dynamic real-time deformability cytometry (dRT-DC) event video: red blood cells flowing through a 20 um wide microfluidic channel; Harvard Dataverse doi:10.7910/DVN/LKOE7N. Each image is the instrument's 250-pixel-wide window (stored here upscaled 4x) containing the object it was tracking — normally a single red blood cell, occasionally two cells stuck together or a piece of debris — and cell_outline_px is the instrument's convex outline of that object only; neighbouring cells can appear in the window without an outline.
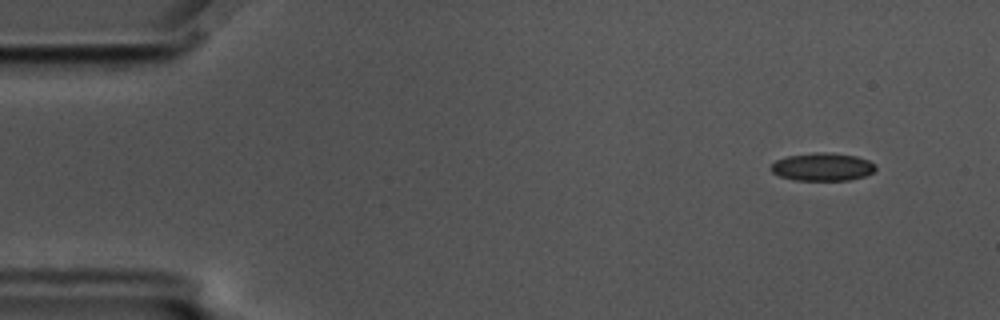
{"species": "common noctule bat (a hibernating species)", "species_latin": "Nyctalus noctula", "temperature_condition": "cold", "stored_images_in_passage": 58, "camera_frame_rate_fps": 3000, "um_per_image_px": 0.085, "animal": {"sex": "male", "body_mass_g": 17.5, "forearm_length_mm": 52.3}, "frame": {"image": 1, "passage_image": 5, "time_ms": 1.333, "image_size_px": [1000, 320], "cell_outline_px": [[876, 168], [872, 172], [864, 176], [848, 180], [792, 180], [780, 176], [772, 172], [768, 168], [776, 160], [788, 156], [816, 152], [828, 152], [856, 156], [868, 160], [876, 164]], "centroid_in_image_um": [69.89, 14.18], "position_along_channel_um": 15.1, "area_um2": 17.05}}
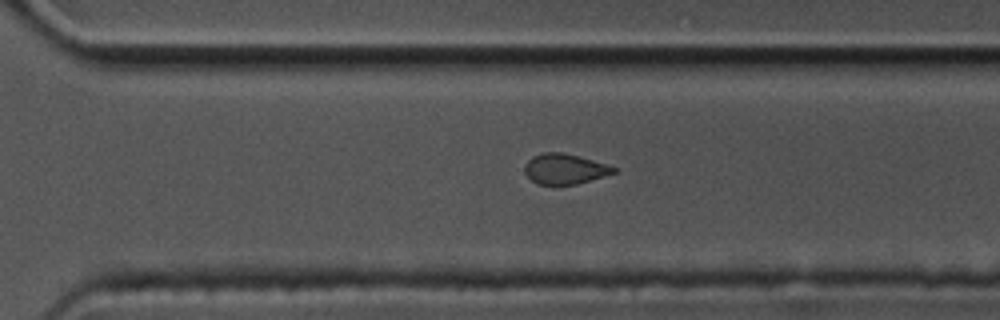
{"frame": {"image": 2, "passage_image": 40, "time_ms": 13.0, "image_size_px": [1000, 320], "cell_outline_px": [[616, 172], [576, 184], [536, 184], [524, 172], [524, 164], [532, 156], [544, 152], [560, 152], [592, 160], [616, 168]], "centroid_in_image_um": [47.93, 14.35], "position_along_channel_um": 322.7, "area_um2": 15.37}}
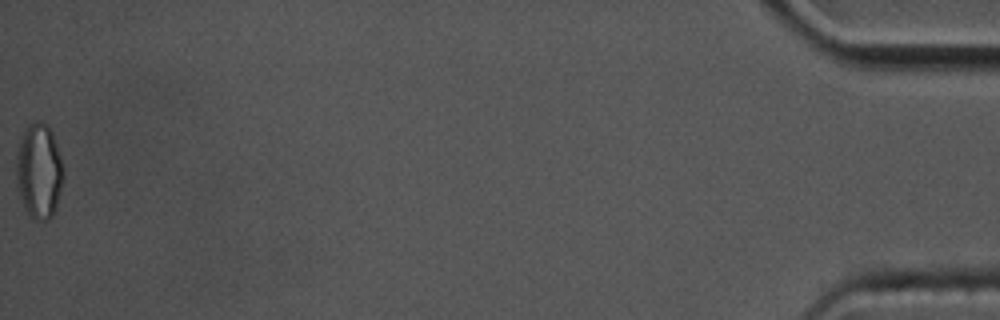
{"frame": {"image": 3, "passage_image": 58, "time_ms": 19.0, "image_size_px": [1000, 320], "cell_outline_px": [[64, 176], [56, 208], [52, 216], [48, 220], [32, 220], [24, 208], [16, 188], [16, 156], [20, 140], [24, 128], [28, 124], [36, 120], [40, 120], [48, 124], [52, 132], [64, 168]], "centroid_in_image_um": [3.3, 14.54], "position_along_channel_um": 431.9, "area_um2": 26.7}, "authors_computed_cell_mechanics": {"area_um2": 17.4267, "velocity_mm_per_s": 3.5058, "shape_relaxation_time_tau1_ms": 4.1921, "shape_relaxation_time_tau2_ms": 2.8046, "deformation_change_tau1": 0.111, "deformation_change_tau2": 0.0787}}